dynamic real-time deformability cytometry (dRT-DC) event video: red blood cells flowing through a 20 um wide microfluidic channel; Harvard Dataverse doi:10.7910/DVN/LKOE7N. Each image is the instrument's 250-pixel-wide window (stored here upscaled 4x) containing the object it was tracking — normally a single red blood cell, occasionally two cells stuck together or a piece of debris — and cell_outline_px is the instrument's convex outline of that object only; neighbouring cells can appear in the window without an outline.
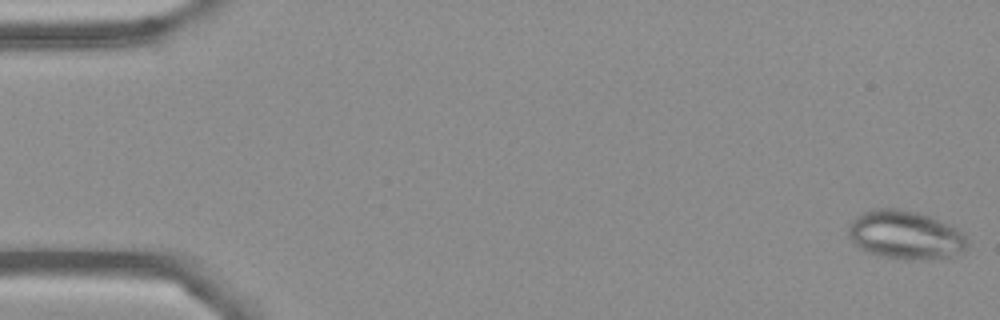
{"species": "Egyptian fruit bat (a non-hibernating species)", "species_latin": "Rousettus aegyptiacus", "temperature_condition": "cold", "stored_images_in_passage": 6, "camera_frame_rate_fps": 3000, "um_per_image_px": 0.085, "frame": {"image": 1, "passage_image": 1, "time_ms": 0.0, "image_size_px": [1000, 320], "cell_outline_px": [[968, 248], [964, 252], [952, 256], [932, 260], [908, 260], [880, 256], [868, 252], [860, 248], [848, 236], [848, 224], [852, 220], [864, 212], [876, 208], [896, 208], [916, 212], [932, 216], [956, 228], [964, 236], [968, 244]], "centroid_in_image_um": [76.98, 19.99], "position_along_channel_um": 8.0, "area_um2": 33.93}}